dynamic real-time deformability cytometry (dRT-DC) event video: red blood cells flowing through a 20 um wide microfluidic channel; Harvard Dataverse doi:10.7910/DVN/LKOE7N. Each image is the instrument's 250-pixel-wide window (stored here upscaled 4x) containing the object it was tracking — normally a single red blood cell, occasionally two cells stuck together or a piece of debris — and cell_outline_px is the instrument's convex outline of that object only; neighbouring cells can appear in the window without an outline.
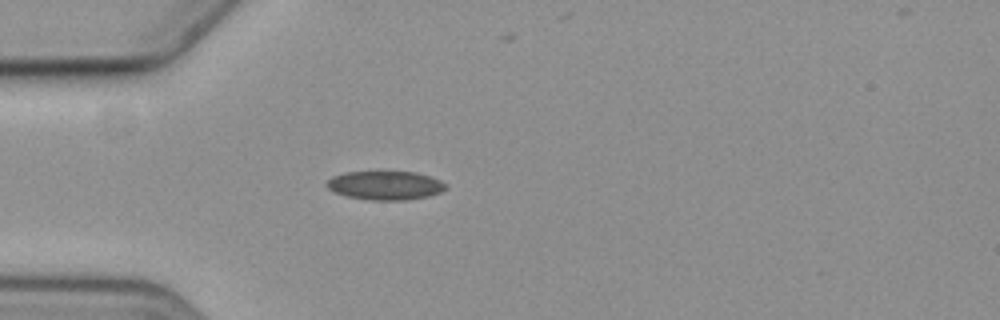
{"species": "common noctule bat (a hibernating species)", "species_latin": "Nyctalus noctula", "temperature_condition": "cold", "stored_images_in_passage": 5, "camera_frame_rate_fps": 3000, "um_per_image_px": 0.085, "animal": {"sex": "female", "body_mass_g": 19.3, "forearm_length_mm": 54.1}, "frame": {"image": 1, "passage_image": 5, "time_ms": 5.667, "image_size_px": [1000, 320], "cell_outline_px": [[448, 188], [440, 192], [428, 196], [404, 200], [368, 200], [348, 196], [336, 192], [328, 188], [324, 184], [332, 176], [344, 172], [416, 172], [440, 180]], "centroid_in_image_um": [32.73, 15.76], "position_along_channel_um": 52.3, "area_um2": 19.83}}